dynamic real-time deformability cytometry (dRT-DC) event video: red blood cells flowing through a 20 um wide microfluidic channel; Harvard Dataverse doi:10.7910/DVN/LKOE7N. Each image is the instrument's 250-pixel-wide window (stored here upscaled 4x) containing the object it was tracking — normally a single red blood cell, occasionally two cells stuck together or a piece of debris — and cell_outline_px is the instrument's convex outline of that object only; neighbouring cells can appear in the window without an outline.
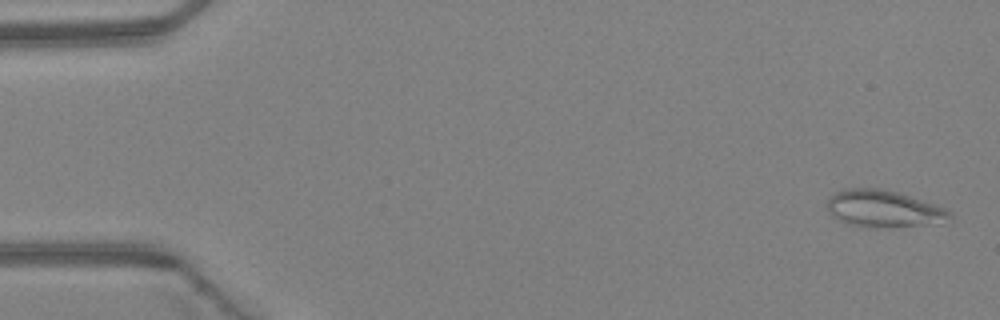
{"species": "Egyptian fruit bat (a non-hibernating species)", "species_latin": "Rousettus aegyptiacus", "temperature_condition": "warm", "stored_images_in_passage": 5, "camera_frame_rate_fps": 3000, "um_per_image_px": 0.085, "animal": {"sex": "female"}, "frame": {"image": 1, "passage_image": 1, "time_ms": 0.0, "image_size_px": [1000, 320], "cell_outline_px": [[952, 212], [940, 224], [888, 228], [876, 228], [848, 224], [840, 220], [828, 212], [828, 200], [836, 192], [844, 188], [876, 188], [896, 192], [944, 208]], "centroid_in_image_um": [75.09, 17.77], "position_along_channel_um": 9.9, "area_um2": 26.13}}